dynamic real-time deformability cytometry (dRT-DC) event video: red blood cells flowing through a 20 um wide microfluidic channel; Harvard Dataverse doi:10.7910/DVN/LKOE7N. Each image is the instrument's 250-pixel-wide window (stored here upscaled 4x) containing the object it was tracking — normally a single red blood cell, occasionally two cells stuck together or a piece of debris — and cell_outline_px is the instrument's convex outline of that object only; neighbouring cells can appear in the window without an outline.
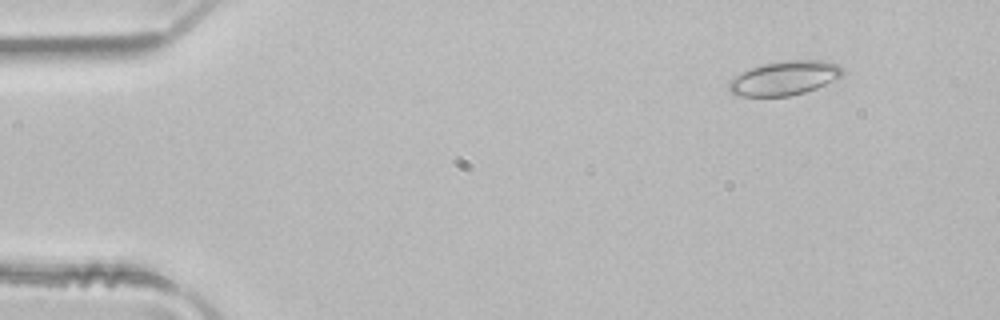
{"species": "common noctule bat (a hibernating species)", "species_latin": "Nyctalus noctula", "temperature_condition": "room temperature", "stored_images_in_passage": 4, "camera_frame_rate_fps": 3000, "um_per_image_px": 0.085, "animal": {"sex": "male", "body_mass_g": 21.5, "forearm_length_mm": 52.0}, "frame": {"image": 1, "passage_image": 2, "time_ms": 0.333, "image_size_px": [1000, 320], "cell_outline_px": [[844, 72], [836, 80], [816, 88], [804, 92], [788, 96], [740, 96], [728, 92], [728, 80], [752, 68], [764, 64], [788, 60], [824, 60], [836, 64]], "centroid_in_image_um": [66.67, 6.65], "position_along_channel_um": 18.3, "area_um2": 22.43}}
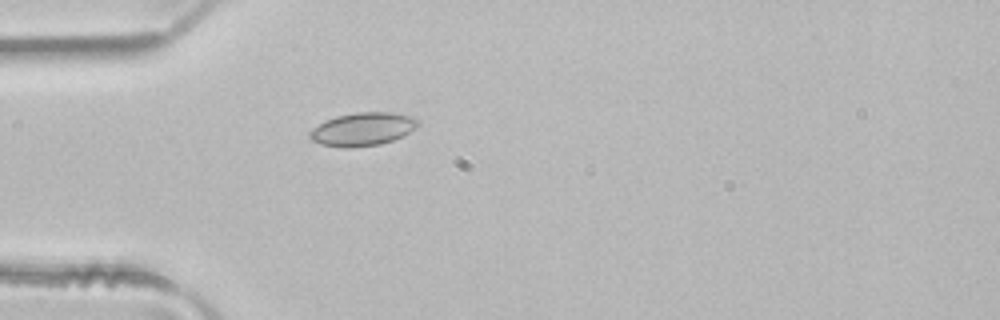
{"frame": {"image": 2, "passage_image": 4, "time_ms": 1.0, "image_size_px": [1000, 320], "cell_outline_px": [[420, 124], [416, 128], [392, 140], [380, 144], [348, 148], [320, 144], [312, 140], [308, 136], [308, 132], [312, 128], [336, 116], [356, 112], [392, 112], [416, 116], [420, 120]], "centroid_in_image_um": [30.86, 10.96], "position_along_channel_um": 54.1, "area_um2": 20.98}}